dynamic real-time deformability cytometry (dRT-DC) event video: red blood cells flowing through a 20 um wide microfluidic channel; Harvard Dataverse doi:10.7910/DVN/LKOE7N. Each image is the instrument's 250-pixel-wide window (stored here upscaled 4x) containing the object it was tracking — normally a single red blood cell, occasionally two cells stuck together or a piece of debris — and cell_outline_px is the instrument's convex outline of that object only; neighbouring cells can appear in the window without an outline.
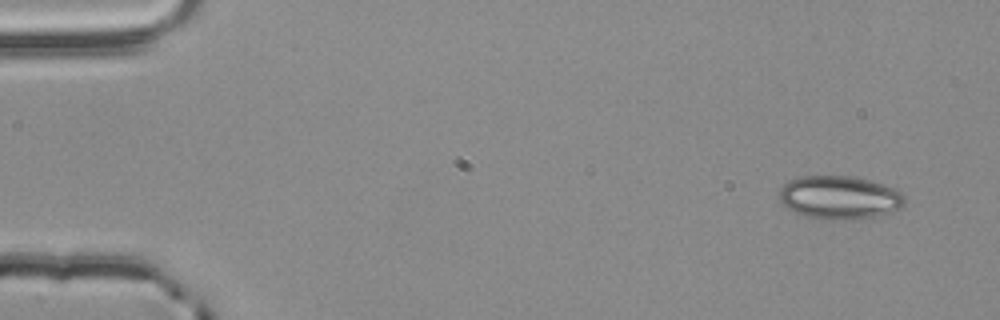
{"species": "common noctule bat (a hibernating species)", "species_latin": "Nyctalus noctula", "temperature_condition": "room temperature", "stored_images_in_passage": 3, "camera_frame_rate_fps": 3000, "um_per_image_px": 0.085, "animal": {"sex": "male", "body_mass_g": 20.4}, "frame": {"image": 1, "passage_image": 1, "time_ms": 0.0, "image_size_px": [1000, 320], "cell_outline_px": [[904, 204], [900, 208], [892, 212], [876, 216], [844, 220], [828, 220], [804, 216], [788, 208], [780, 200], [780, 188], [788, 180], [800, 176], [848, 176], [868, 180], [896, 188], [904, 196]], "centroid_in_image_um": [71.35, 16.79], "position_along_channel_um": 13.6, "area_um2": 31.62}}